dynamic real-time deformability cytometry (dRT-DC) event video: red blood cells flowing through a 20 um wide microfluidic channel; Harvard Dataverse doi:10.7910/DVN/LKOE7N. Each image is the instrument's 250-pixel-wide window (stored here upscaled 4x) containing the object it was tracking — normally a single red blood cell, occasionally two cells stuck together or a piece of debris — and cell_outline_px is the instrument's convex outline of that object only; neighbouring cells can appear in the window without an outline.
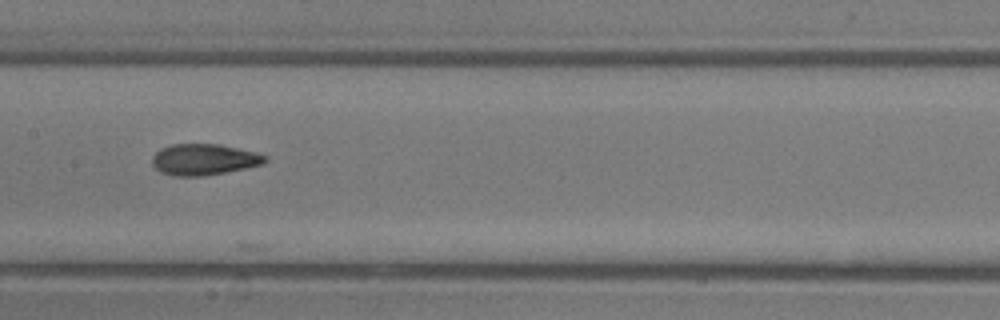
{"species": "common noctule bat (a hibernating species)", "species_latin": "Nyctalus noctula", "temperature_condition": "room temperature", "stored_images_in_passage": 9, "segment_of_instrument_passage": [1, 2], "camera_frame_rate_fps": 3000, "um_per_image_px": 0.085, "animal": {"sex": "male", "body_mass_g": 13.3}, "frame": {"image": 1, "passage_image": 8, "time_ms": 8.0, "image_size_px": [1000, 320], "cell_outline_px": [[268, 160], [264, 164], [224, 172], [200, 176], [172, 176], [160, 172], [152, 164], [152, 156], [160, 148], [172, 144], [220, 144], [256, 152], [268, 156]], "centroid_in_image_um": [17.33, 13.55], "position_along_channel_um": 190.1, "area_um2": 20.58}}